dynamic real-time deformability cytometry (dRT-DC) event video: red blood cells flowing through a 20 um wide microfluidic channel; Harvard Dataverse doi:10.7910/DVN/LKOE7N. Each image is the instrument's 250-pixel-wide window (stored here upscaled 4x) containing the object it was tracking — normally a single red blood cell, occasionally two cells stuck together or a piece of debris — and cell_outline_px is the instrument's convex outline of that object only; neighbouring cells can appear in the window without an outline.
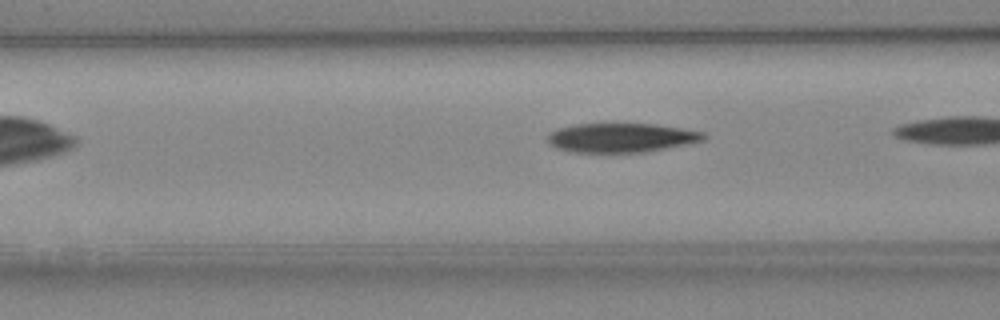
{"species": "Egyptian fruit bat (a non-hibernating species)", "species_latin": "Rousettus aegyptiacus", "temperature_condition": "cold", "stored_images_in_passage": 23, "camera_frame_rate_fps": 3000, "um_per_image_px": 0.085, "animal": {"sex": "female"}, "frame": {"image": 1, "passage_image": 4, "time_ms": 1.0, "image_size_px": [1000, 320], "cell_outline_px": [[708, 136], [704, 140], [688, 144], [644, 152], [572, 152], [556, 148], [548, 140], [548, 136], [552, 132], [560, 128], [576, 124], [656, 124], [704, 132]], "centroid_in_image_um": [52.86, 11.71], "position_along_channel_um": 113.7, "area_um2": 26.3}}